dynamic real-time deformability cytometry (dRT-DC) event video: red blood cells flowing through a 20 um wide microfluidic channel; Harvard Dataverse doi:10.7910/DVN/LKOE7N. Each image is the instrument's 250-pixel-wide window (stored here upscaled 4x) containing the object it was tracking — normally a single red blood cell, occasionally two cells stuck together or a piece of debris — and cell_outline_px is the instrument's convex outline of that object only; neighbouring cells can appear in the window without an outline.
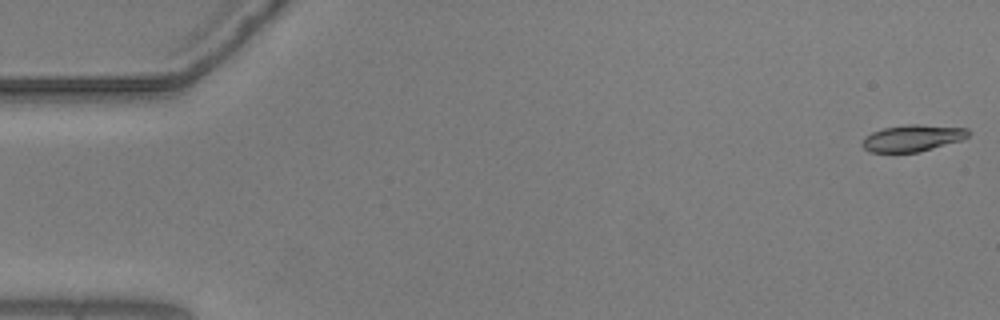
{"species": "common noctule bat (a hibernating species)", "species_latin": "Nyctalus noctula", "temperature_condition": "warm", "stored_images_in_passage": 56, "camera_frame_rate_fps": 3000, "um_per_image_px": 0.085, "animal": {"sex": "male", "body_mass_g": 20.5, "forearm_length_mm": 52.5}, "frame": {"image": 1, "passage_image": 1, "time_ms": 0.0, "image_size_px": [1000, 320], "cell_outline_px": [[972, 132], [968, 136], [960, 140], [920, 152], [868, 152], [860, 144], [872, 132], [884, 128], [912, 124], [916, 124], [968, 128]], "centroid_in_image_um": [77.59, 11.74], "position_along_channel_um": 7.4, "area_um2": 16.3}}
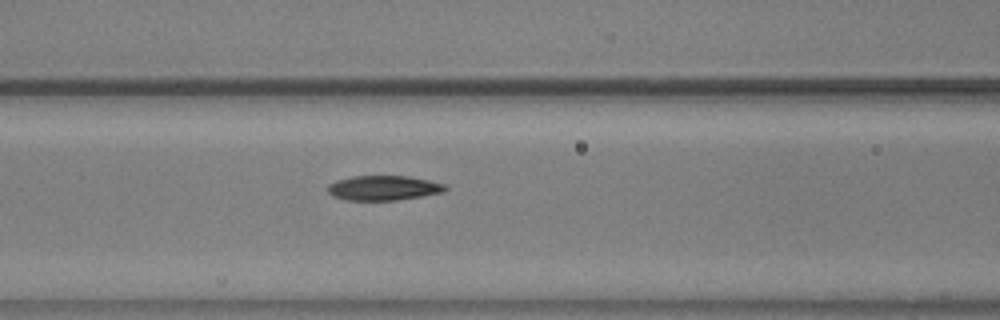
{"frame": {"image": 2, "passage_image": 23, "time_ms": 7.333, "image_size_px": [1000, 320], "cell_outline_px": [[448, 188], [444, 192], [396, 200], [344, 200], [332, 196], [328, 192], [328, 184], [336, 180], [352, 176], [408, 176], [428, 180], [444, 184]], "centroid_in_image_um": [32.56, 15.97], "position_along_channel_um": 134.0, "area_um2": 16.94}}
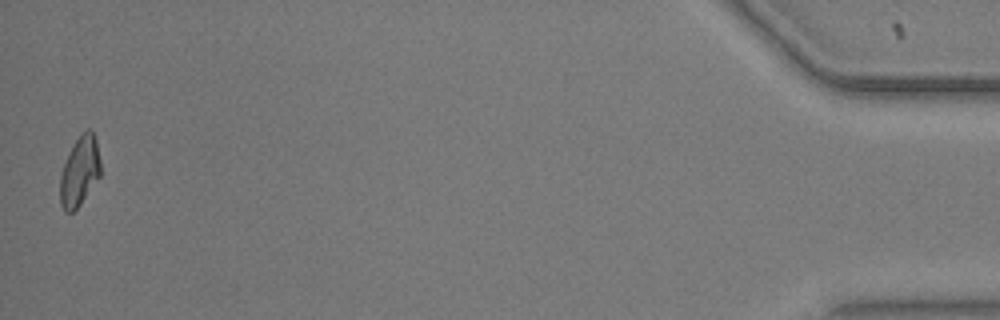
{"frame": {"image": 3, "passage_image": 55, "time_ms": 18.0, "image_size_px": [1000, 320], "cell_outline_px": [[100, 176], [80, 204], [72, 212], [64, 212], [60, 204], [60, 176], [68, 152], [72, 144], [80, 132], [88, 128], [92, 128], [96, 140], [100, 160]], "centroid_in_image_um": [6.76, 14.51], "position_along_channel_um": 428.4, "area_um2": 16.59}, "authors_computed_cell_mechanics": {"area_um2": 17.1955, "velocity_mm_per_s": 3.645, "shape_relaxation_time_tau1_ms": 8.126, "shape_relaxation_time_tau2_ms": 5.1183, "deformation_change_tau1": 0.2385, "deformation_change_tau2": 0.1037}}